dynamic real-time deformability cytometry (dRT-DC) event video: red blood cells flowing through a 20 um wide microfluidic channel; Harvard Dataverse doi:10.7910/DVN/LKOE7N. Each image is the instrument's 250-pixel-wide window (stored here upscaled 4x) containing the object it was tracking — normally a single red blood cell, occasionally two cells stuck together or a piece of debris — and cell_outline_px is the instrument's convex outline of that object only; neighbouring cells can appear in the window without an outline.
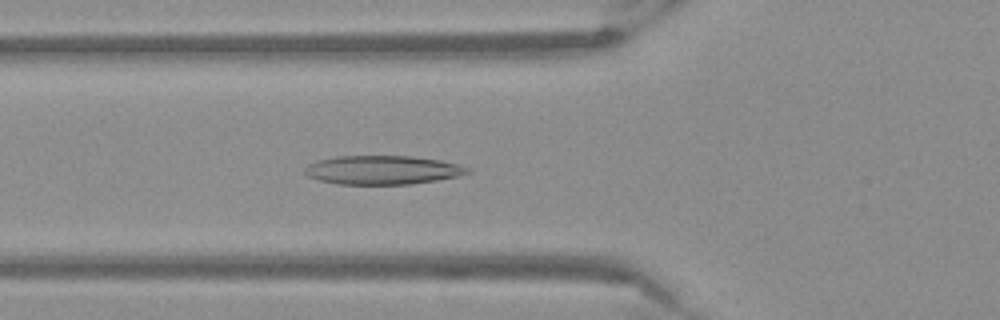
{"species": "Egyptian fruit bat (a non-hibernating species)", "species_latin": "Rousettus aegyptiacus", "temperature_condition": "warm", "stored_images_in_passage": 52, "camera_frame_rate_fps": 3000, "um_per_image_px": 0.085, "frame": {"image": 1, "passage_image": 19, "time_ms": 6.0, "image_size_px": [1000, 320], "cell_outline_px": [[472, 172], [456, 176], [436, 180], [408, 184], [336, 184], [320, 180], [308, 176], [304, 172], [304, 168], [308, 164], [316, 160], [336, 156], [412, 156], [440, 160], [456, 164], [468, 168]], "centroid_in_image_um": [32.46, 14.44], "position_along_channel_um": 93.3, "area_um2": 27.22}}
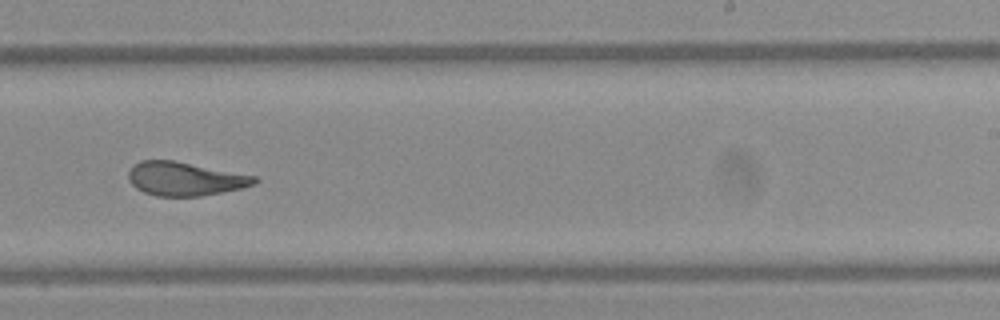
{"frame": {"image": 2, "passage_image": 33, "time_ms": 10.667, "image_size_px": [1000, 320], "cell_outline_px": [[260, 180], [256, 184], [244, 188], [200, 196], [156, 196], [144, 192], [136, 188], [128, 180], [128, 172], [132, 164], [140, 160], [172, 160], [256, 176]], "centroid_in_image_um": [15.72, 15.2], "position_along_channel_um": 273.3, "area_um2": 24.85}}
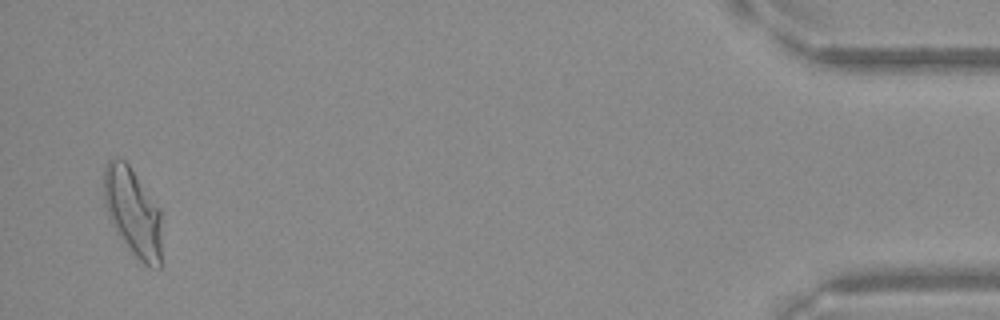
{"frame": {"image": 3, "passage_image": 51, "time_ms": 16.667, "image_size_px": [1000, 320], "cell_outline_px": [[160, 268], [148, 268], [132, 252], [116, 232], [108, 216], [104, 204], [104, 172], [108, 160], [124, 160], [128, 164], [160, 208]], "centroid_in_image_um": [11.29, 18.05], "position_along_channel_um": 423.9, "area_um2": 29.3}}